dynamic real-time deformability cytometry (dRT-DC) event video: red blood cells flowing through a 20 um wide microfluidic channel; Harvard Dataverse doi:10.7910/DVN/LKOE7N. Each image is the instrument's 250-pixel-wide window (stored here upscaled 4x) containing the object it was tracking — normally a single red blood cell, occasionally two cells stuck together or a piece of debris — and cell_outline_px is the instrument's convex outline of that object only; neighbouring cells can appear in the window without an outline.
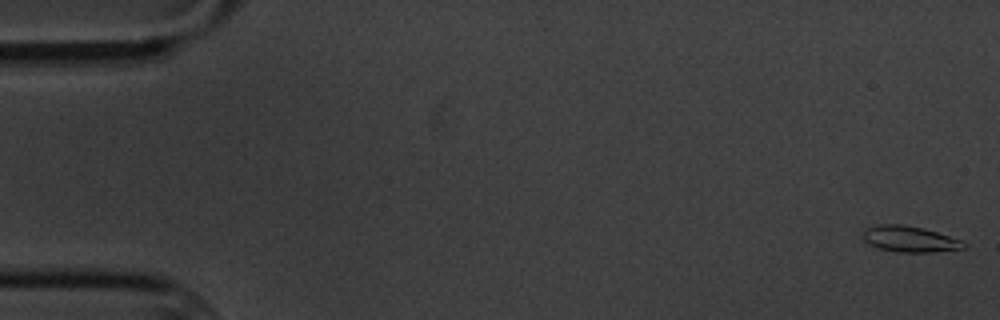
{"species": "common noctule bat (a hibernating species)", "species_latin": "Nyctalus noctula", "temperature_condition": "cold", "stored_images_in_passage": 3, "camera_frame_rate_fps": 3000, "um_per_image_px": 0.085, "animal": {"sex": "male", "body_mass_g": 20.1, "forearm_length_mm": 53.5}, "frame": {"image": 1, "passage_image": 1, "time_ms": 0.0, "image_size_px": [1000, 320], "cell_outline_px": [[968, 244], [964, 248], [932, 252], [896, 252], [876, 248], [868, 244], [864, 240], [864, 228], [880, 224], [904, 224], [924, 228], [960, 240]], "centroid_in_image_um": [77.29, 20.32], "position_along_channel_um": 7.7, "area_um2": 15.32}}